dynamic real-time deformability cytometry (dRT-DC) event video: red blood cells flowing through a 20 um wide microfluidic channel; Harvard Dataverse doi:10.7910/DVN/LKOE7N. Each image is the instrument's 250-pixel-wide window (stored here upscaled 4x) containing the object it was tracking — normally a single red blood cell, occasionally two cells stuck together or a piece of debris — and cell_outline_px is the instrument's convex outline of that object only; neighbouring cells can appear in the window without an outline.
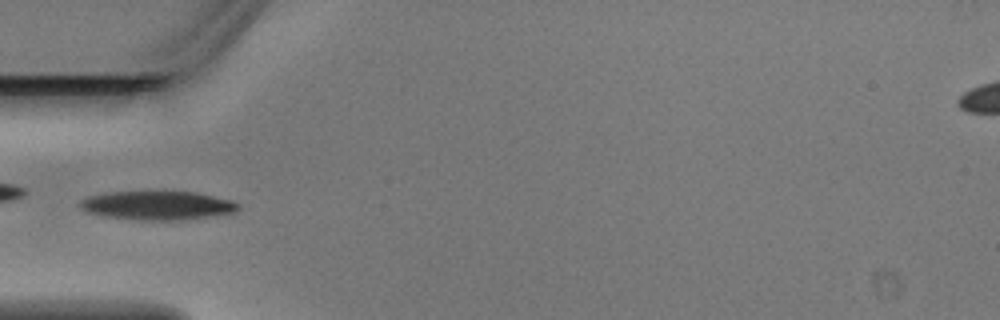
{"species": "Egyptian fruit bat (a non-hibernating species)", "species_latin": "Rousettus aegyptiacus", "temperature_condition": "warm", "stored_images_in_passage": 4, "camera_frame_rate_fps": 3000, "um_per_image_px": 0.085, "animal": {"sex": "male"}, "frame": {"image": 1, "passage_image": 4, "time_ms": 1.0, "image_size_px": [1000, 320], "cell_outline_px": [[240, 208], [236, 212], [188, 220], [140, 220], [108, 216], [88, 212], [80, 208], [80, 200], [88, 196], [108, 192], [196, 192], [232, 200]], "centroid_in_image_um": [13.41, 17.46], "position_along_channel_um": 71.6, "area_um2": 26.41}}